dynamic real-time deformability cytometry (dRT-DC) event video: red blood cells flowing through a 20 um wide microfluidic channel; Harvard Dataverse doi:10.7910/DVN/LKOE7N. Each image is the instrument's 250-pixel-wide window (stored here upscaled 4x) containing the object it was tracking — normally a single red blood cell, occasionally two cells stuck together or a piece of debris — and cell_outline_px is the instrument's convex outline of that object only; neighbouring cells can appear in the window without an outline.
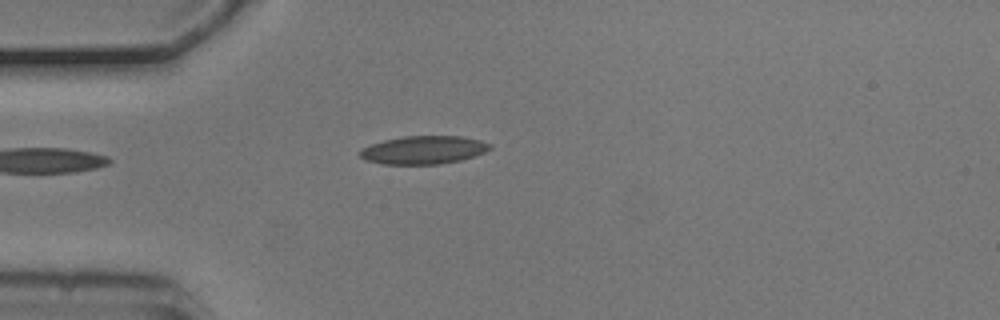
{"species": "common noctule bat (a hibernating species)", "species_latin": "Nyctalus noctula", "temperature_condition": "cold", "stored_images_in_passage": 6, "camera_frame_rate_fps": 3000, "um_per_image_px": 0.085, "animal": {"sex": "male", "body_mass_g": 20.5, "forearm_length_mm": 52.5}, "frame": {"image": 1, "passage_image": 4, "time_ms": 1.0, "image_size_px": [1000, 320], "cell_outline_px": [[492, 148], [484, 152], [460, 160], [440, 164], [384, 164], [364, 160], [360, 156], [360, 148], [384, 140], [404, 136], [460, 136], [480, 140], [492, 144]], "centroid_in_image_um": [35.99, 12.74], "position_along_channel_um": 49.0, "area_um2": 21.27}}